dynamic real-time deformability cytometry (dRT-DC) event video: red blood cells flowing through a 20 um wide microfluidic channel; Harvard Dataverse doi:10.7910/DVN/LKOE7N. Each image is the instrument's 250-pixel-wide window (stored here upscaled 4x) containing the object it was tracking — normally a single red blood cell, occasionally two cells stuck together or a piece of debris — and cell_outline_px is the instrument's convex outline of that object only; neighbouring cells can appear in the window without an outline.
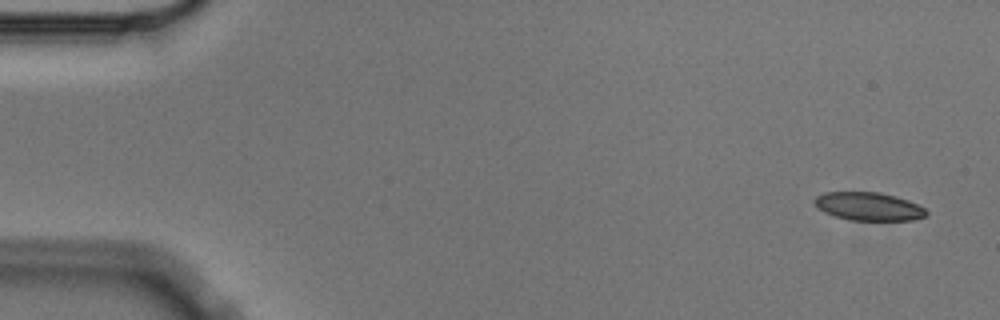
{"species": "Egyptian fruit bat (a non-hibernating species)", "species_latin": "Rousettus aegyptiacus", "temperature_condition": "cold", "stored_images_in_passage": 6, "camera_frame_rate_fps": 3000, "um_per_image_px": 0.085, "animal": {"sex": "male"}, "frame": {"image": 1, "passage_image": 1, "time_ms": 0.0, "image_size_px": [1000, 320], "cell_outline_px": [[928, 216], [912, 220], [852, 220], [836, 216], [824, 212], [812, 200], [816, 196], [824, 192], [880, 192], [896, 196], [908, 200], [924, 208], [928, 212]], "centroid_in_image_um": [73.85, 17.54], "position_along_channel_um": 11.1, "area_um2": 18.32}}